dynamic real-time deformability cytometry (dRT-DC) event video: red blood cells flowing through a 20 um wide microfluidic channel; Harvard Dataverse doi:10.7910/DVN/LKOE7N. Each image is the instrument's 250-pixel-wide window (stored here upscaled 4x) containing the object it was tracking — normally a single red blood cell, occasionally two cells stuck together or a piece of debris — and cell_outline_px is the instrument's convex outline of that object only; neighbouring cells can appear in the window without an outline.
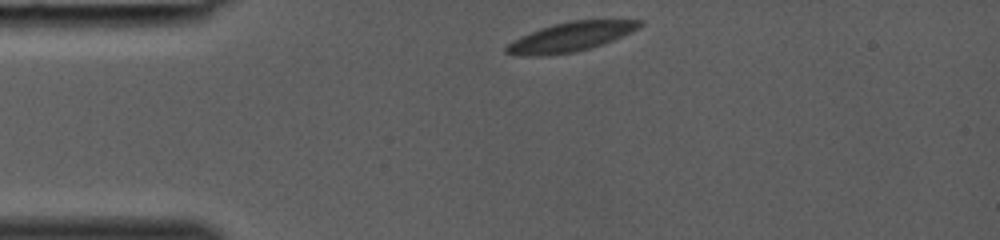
{"species": "common noctule bat (a hibernating species)", "species_latin": "Nyctalus noctula", "temperature_condition": "room temperature", "stored_images_in_passage": 3, "camera_frame_rate_fps": 3000, "um_per_image_px": 0.085, "animal": {"sex": "female", "body_mass_g": 19.0, "forearm_length_mm": 53.3}, "frame": {"image": 1, "passage_image": 1, "time_ms": 0.0, "image_size_px": [1000, 240], "cell_outline_px": [[644, 24], [640, 28], [612, 40], [588, 48], [572, 52], [540, 56], [516, 56], [504, 52], [504, 48], [512, 40], [520, 36], [540, 28], [572, 20], [644, 20]], "centroid_in_image_um": [48.46, 3.13], "position_along_channel_um": 36.5, "area_um2": 22.6}}